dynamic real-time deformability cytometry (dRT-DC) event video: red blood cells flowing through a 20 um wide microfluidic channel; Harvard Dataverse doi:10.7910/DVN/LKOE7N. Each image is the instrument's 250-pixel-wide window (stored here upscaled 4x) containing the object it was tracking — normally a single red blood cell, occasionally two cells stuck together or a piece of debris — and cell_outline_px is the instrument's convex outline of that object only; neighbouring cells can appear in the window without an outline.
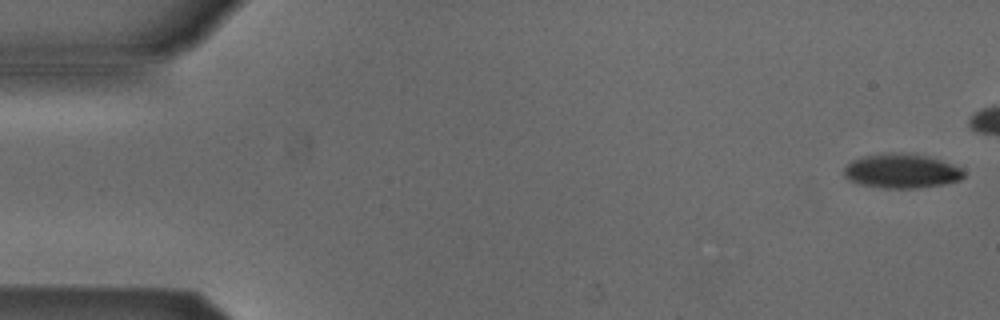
{"species": "Egyptian fruit bat (a non-hibernating species)", "species_latin": "Rousettus aegyptiacus", "temperature_condition": "cold", "stored_images_in_passage": 3, "segment_of_instrument_passage": [2, 2], "camera_frame_rate_fps": 3000, "um_per_image_px": 0.085, "animal": {"sex": "male"}, "frame": {"image": 1, "passage_image": 3, "time_ms": 0.667, "image_size_px": [1000, 320], "cell_outline_px": [[964, 176], [960, 180], [944, 184], [916, 188], [884, 188], [860, 184], [844, 176], [844, 168], [852, 160], [864, 156], [928, 156], [940, 160], [960, 168], [964, 172]], "centroid_in_image_um": [76.65, 14.6], "position_along_channel_um": 8.4, "area_um2": 22.72}}